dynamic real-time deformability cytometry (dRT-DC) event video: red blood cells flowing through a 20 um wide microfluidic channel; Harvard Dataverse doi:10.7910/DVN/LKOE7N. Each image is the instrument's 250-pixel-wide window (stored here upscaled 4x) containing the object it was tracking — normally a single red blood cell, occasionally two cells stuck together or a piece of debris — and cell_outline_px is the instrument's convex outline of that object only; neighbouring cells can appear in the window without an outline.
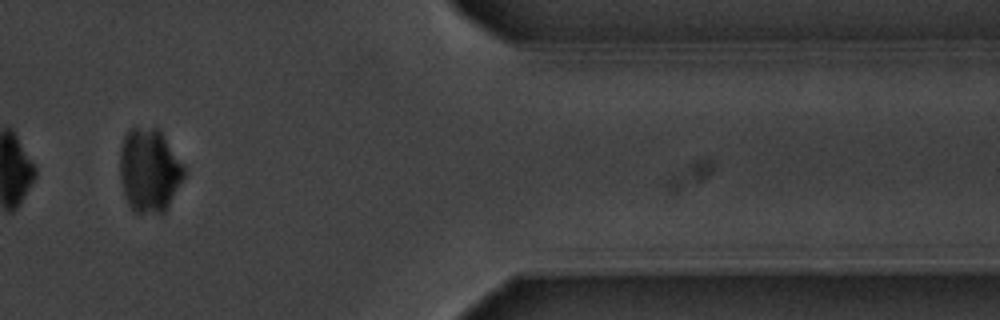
{"species": "common noctule bat (a hibernating species)", "species_latin": "Nyctalus noctula", "temperature_condition": "warm", "stored_images_in_passage": 12, "camera_frame_rate_fps": 3000, "um_per_image_px": 0.085, "animal": {"sex": "male", "body_mass_g": 20.1, "forearm_length_mm": 53.5}, "frame": {"image": 1, "passage_image": 10, "time_ms": 11.333, "image_size_px": [1000, 320], "cell_outline_px": [[188, 172], [164, 212], [136, 212], [128, 204], [124, 196], [120, 184], [120, 144], [128, 128], [160, 128]], "centroid_in_image_um": [12.69, 14.45], "position_along_channel_um": 398.7, "area_um2": 31.67}}